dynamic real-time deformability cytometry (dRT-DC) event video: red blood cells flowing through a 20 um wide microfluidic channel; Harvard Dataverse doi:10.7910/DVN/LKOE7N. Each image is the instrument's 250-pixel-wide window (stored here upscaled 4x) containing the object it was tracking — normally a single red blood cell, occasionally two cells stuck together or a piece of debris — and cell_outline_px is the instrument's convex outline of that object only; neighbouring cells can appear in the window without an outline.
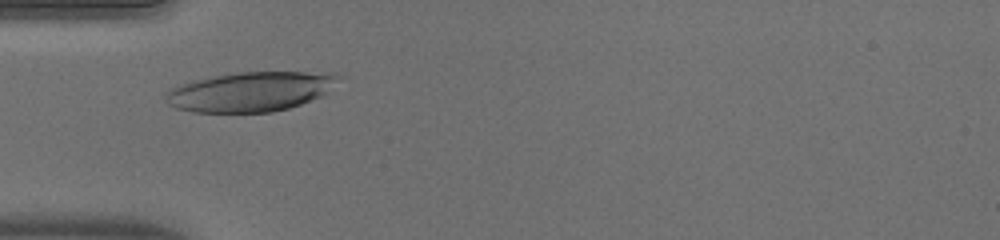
{"species": "human", "species_latin": "Homo sapiens", "temperature_condition": "warm", "stored_images_in_passage": 34, "camera_frame_rate_fps": 3000, "um_per_image_px": 0.085, "donor": {"sex": "male"}, "frame": {"image": 1, "passage_image": 9, "time_ms": 2.667, "image_size_px": [1000, 240], "cell_outline_px": [[344, 76], [320, 96], [300, 104], [288, 108], [272, 112], [192, 112], [176, 108], [168, 104], [164, 96], [164, 92], [168, 88], [176, 84], [192, 80], [240, 72], [336, 72]], "centroid_in_image_um": [21.25, 7.78], "position_along_channel_um": 63.8, "area_um2": 40.11}}
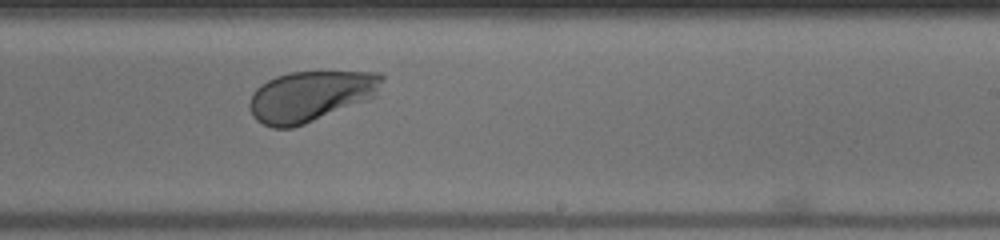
{"frame": {"image": 2, "passage_image": 24, "time_ms": 7.667, "image_size_px": [1000, 240], "cell_outline_px": [[384, 80], [376, 96], [368, 100], [304, 124], [292, 128], [272, 128], [256, 120], [252, 116], [248, 104], [252, 92], [260, 84], [276, 76], [288, 72], [380, 72], [384, 76]], "centroid_in_image_um": [26.39, 8.17], "position_along_channel_um": 262.6, "area_um2": 39.3}}
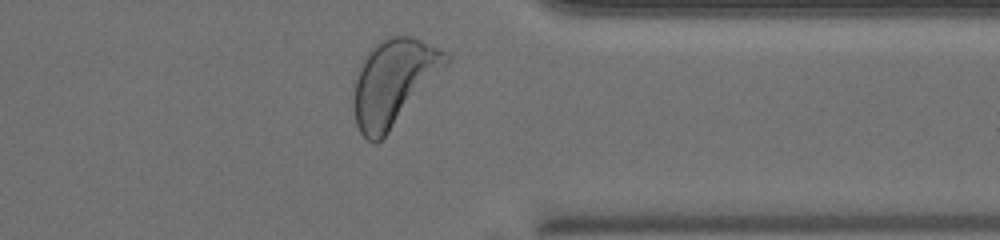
{"frame": {"image": 3, "passage_image": 33, "time_ms": 10.667, "image_size_px": [1000, 240], "cell_outline_px": [[452, 60], [388, 132], [376, 144], [368, 140], [360, 132], [356, 124], [352, 108], [352, 80], [364, 56], [376, 44], [388, 36], [412, 36], [448, 52], [452, 56]], "centroid_in_image_um": [33.42, 6.97], "position_along_channel_um": 378.0, "area_um2": 46.53}, "authors_computed_cell_mechanics": {"area_um2": 39.6797, "velocity_mm_per_s": 4.0216, "shape_relaxation_time_tau1_ms": 2.0153, "shape_relaxation_time_tau2_ms": null, "deformation_change_tau1": 0.1491, "deformation_change_tau2": null}}